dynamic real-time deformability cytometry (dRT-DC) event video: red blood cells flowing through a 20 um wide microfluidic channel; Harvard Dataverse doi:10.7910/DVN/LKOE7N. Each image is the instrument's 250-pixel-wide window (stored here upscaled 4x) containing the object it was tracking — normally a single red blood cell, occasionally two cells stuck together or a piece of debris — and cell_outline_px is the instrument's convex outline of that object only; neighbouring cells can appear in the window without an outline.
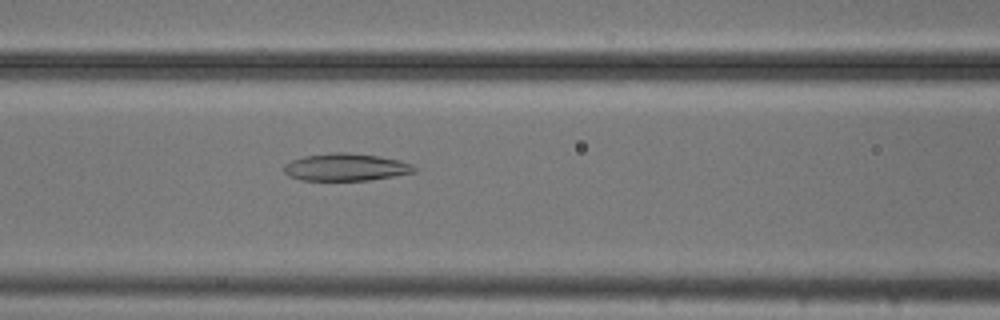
{"species": "common noctule bat (a hibernating species)", "species_latin": "Nyctalus noctula", "temperature_condition": "cold", "stored_images_in_passage": 46, "camera_frame_rate_fps": 3000, "um_per_image_px": 0.085, "animal": {"sex": "male", "body_mass_g": 20.5, "forearm_length_mm": 52.5}, "frame": {"image": 1, "passage_image": 15, "time_ms": 4.667, "image_size_px": [1000, 320], "cell_outline_px": [[416, 172], [368, 180], [300, 180], [288, 176], [284, 172], [284, 164], [292, 160], [304, 156], [332, 152], [348, 152], [376, 156], [400, 160], [412, 164], [416, 168]], "centroid_in_image_um": [29.37, 14.2], "position_along_channel_um": 137.2, "area_um2": 20.75}}
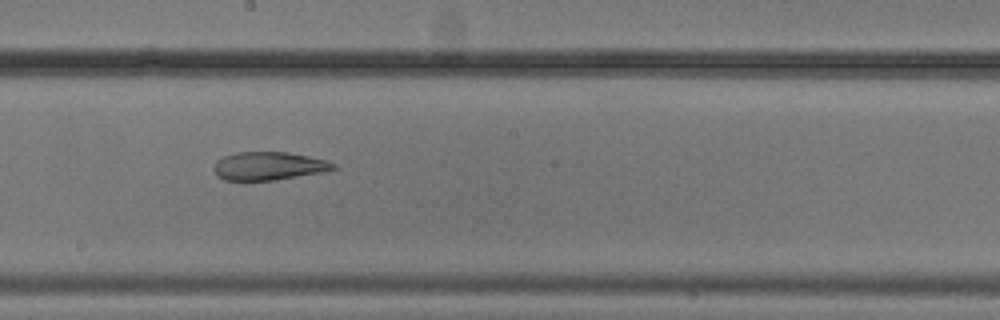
{"frame": {"image": 2, "passage_image": 22, "time_ms": 7.0, "image_size_px": [1000, 320], "cell_outline_px": [[336, 168], [320, 172], [272, 180], [224, 180], [216, 172], [216, 160], [224, 156], [236, 152], [288, 152], [308, 156], [324, 160], [336, 164]], "centroid_in_image_um": [22.83, 14.09], "position_along_channel_um": 225.4, "area_um2": 19.13}}
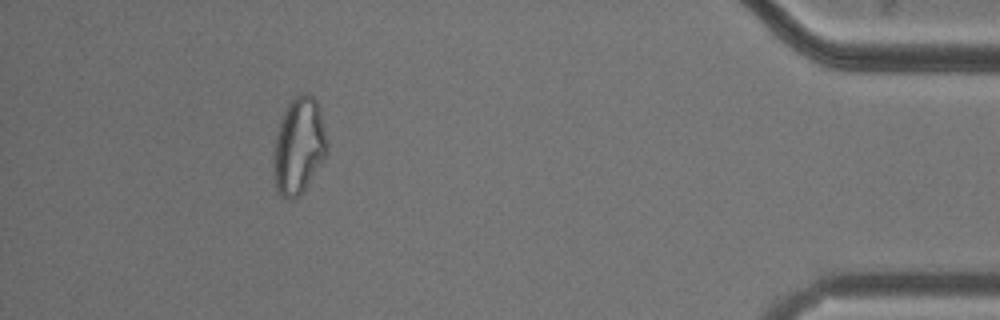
{"frame": {"image": 3, "passage_image": 41, "time_ms": 13.333, "image_size_px": [1000, 320], "cell_outline_px": [[328, 152], [300, 196], [292, 200], [288, 200], [280, 196], [276, 188], [272, 164], [276, 136], [284, 112], [288, 104], [296, 96], [304, 92], [308, 92], [316, 100], [320, 112], [328, 140]], "centroid_in_image_um": [25.4, 12.44], "position_along_channel_um": 409.8, "area_um2": 30.11}, "authors_computed_cell_mechanics": {"area_um2": 26.6458, "velocity_mm_per_s": 3.7776, "shape_relaxation_time_tau1_ms": null, "shape_relaxation_time_tau2_ms": 4.6495, "deformation_change_tau1": null, "deformation_change_tau2": 0.1358}}